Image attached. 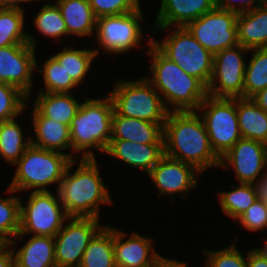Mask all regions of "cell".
<instances>
[{"mask_svg": "<svg viewBox=\"0 0 267 267\" xmlns=\"http://www.w3.org/2000/svg\"><path fill=\"white\" fill-rule=\"evenodd\" d=\"M154 267H187V263L182 261H177L175 259H169L160 255L156 259Z\"/></svg>", "mask_w": 267, "mask_h": 267, "instance_id": "ee69618b", "label": "cell"}, {"mask_svg": "<svg viewBox=\"0 0 267 267\" xmlns=\"http://www.w3.org/2000/svg\"><path fill=\"white\" fill-rule=\"evenodd\" d=\"M257 199L267 202V173L262 175L255 183H254Z\"/></svg>", "mask_w": 267, "mask_h": 267, "instance_id": "7bdbcfd3", "label": "cell"}, {"mask_svg": "<svg viewBox=\"0 0 267 267\" xmlns=\"http://www.w3.org/2000/svg\"><path fill=\"white\" fill-rule=\"evenodd\" d=\"M34 1H40V0H0V8H19L22 9V6L19 5V3H29ZM43 1V0H41ZM45 1V0H44Z\"/></svg>", "mask_w": 267, "mask_h": 267, "instance_id": "bcb514c9", "label": "cell"}, {"mask_svg": "<svg viewBox=\"0 0 267 267\" xmlns=\"http://www.w3.org/2000/svg\"><path fill=\"white\" fill-rule=\"evenodd\" d=\"M37 12L33 24L39 33L55 40L68 36L66 23L56 3H46Z\"/></svg>", "mask_w": 267, "mask_h": 267, "instance_id": "836d02e7", "label": "cell"}, {"mask_svg": "<svg viewBox=\"0 0 267 267\" xmlns=\"http://www.w3.org/2000/svg\"><path fill=\"white\" fill-rule=\"evenodd\" d=\"M32 126L35 138L31 136V144L53 151L71 149L70 127L44 117L35 107L32 110Z\"/></svg>", "mask_w": 267, "mask_h": 267, "instance_id": "44dd1931", "label": "cell"}, {"mask_svg": "<svg viewBox=\"0 0 267 267\" xmlns=\"http://www.w3.org/2000/svg\"><path fill=\"white\" fill-rule=\"evenodd\" d=\"M74 46L63 47L53 57L66 71L67 75L78 85L83 83L90 70L92 61L100 54L99 48L76 49Z\"/></svg>", "mask_w": 267, "mask_h": 267, "instance_id": "f1b7e54d", "label": "cell"}, {"mask_svg": "<svg viewBox=\"0 0 267 267\" xmlns=\"http://www.w3.org/2000/svg\"><path fill=\"white\" fill-rule=\"evenodd\" d=\"M252 53L244 73V98H251L267 88V48L250 49Z\"/></svg>", "mask_w": 267, "mask_h": 267, "instance_id": "1f68e13d", "label": "cell"}, {"mask_svg": "<svg viewBox=\"0 0 267 267\" xmlns=\"http://www.w3.org/2000/svg\"><path fill=\"white\" fill-rule=\"evenodd\" d=\"M232 187L233 190H220L218 201L223 214L236 220L254 203L257 194L254 184L251 183H240L237 187Z\"/></svg>", "mask_w": 267, "mask_h": 267, "instance_id": "4dcf8cb0", "label": "cell"}, {"mask_svg": "<svg viewBox=\"0 0 267 267\" xmlns=\"http://www.w3.org/2000/svg\"><path fill=\"white\" fill-rule=\"evenodd\" d=\"M18 196H0V235L10 243L20 230V202Z\"/></svg>", "mask_w": 267, "mask_h": 267, "instance_id": "e575fe53", "label": "cell"}, {"mask_svg": "<svg viewBox=\"0 0 267 267\" xmlns=\"http://www.w3.org/2000/svg\"><path fill=\"white\" fill-rule=\"evenodd\" d=\"M159 11L152 31L159 32L175 27H186L215 8V0H160Z\"/></svg>", "mask_w": 267, "mask_h": 267, "instance_id": "ac0fdd59", "label": "cell"}, {"mask_svg": "<svg viewBox=\"0 0 267 267\" xmlns=\"http://www.w3.org/2000/svg\"><path fill=\"white\" fill-rule=\"evenodd\" d=\"M99 218L69 217L54 236L56 267H79L89 242L104 227Z\"/></svg>", "mask_w": 267, "mask_h": 267, "instance_id": "8fae6325", "label": "cell"}, {"mask_svg": "<svg viewBox=\"0 0 267 267\" xmlns=\"http://www.w3.org/2000/svg\"><path fill=\"white\" fill-rule=\"evenodd\" d=\"M250 49L237 45L214 55L213 74L207 86L208 95L216 98L244 97L246 62L243 54Z\"/></svg>", "mask_w": 267, "mask_h": 267, "instance_id": "4fadbf2b", "label": "cell"}, {"mask_svg": "<svg viewBox=\"0 0 267 267\" xmlns=\"http://www.w3.org/2000/svg\"><path fill=\"white\" fill-rule=\"evenodd\" d=\"M265 0H215V8L241 13L261 5Z\"/></svg>", "mask_w": 267, "mask_h": 267, "instance_id": "ab89813d", "label": "cell"}, {"mask_svg": "<svg viewBox=\"0 0 267 267\" xmlns=\"http://www.w3.org/2000/svg\"><path fill=\"white\" fill-rule=\"evenodd\" d=\"M74 153H64L30 145L14 164L16 171L6 192L49 191L48 185L57 184V190Z\"/></svg>", "mask_w": 267, "mask_h": 267, "instance_id": "5b68a950", "label": "cell"}, {"mask_svg": "<svg viewBox=\"0 0 267 267\" xmlns=\"http://www.w3.org/2000/svg\"><path fill=\"white\" fill-rule=\"evenodd\" d=\"M96 18L133 12L141 8L140 0H89Z\"/></svg>", "mask_w": 267, "mask_h": 267, "instance_id": "74e56055", "label": "cell"}, {"mask_svg": "<svg viewBox=\"0 0 267 267\" xmlns=\"http://www.w3.org/2000/svg\"><path fill=\"white\" fill-rule=\"evenodd\" d=\"M164 153L193 165L201 173L218 167L205 124L197 111L169 112L163 126Z\"/></svg>", "mask_w": 267, "mask_h": 267, "instance_id": "6da1fadb", "label": "cell"}, {"mask_svg": "<svg viewBox=\"0 0 267 267\" xmlns=\"http://www.w3.org/2000/svg\"><path fill=\"white\" fill-rule=\"evenodd\" d=\"M239 130L242 138L267 145V113L251 98H236Z\"/></svg>", "mask_w": 267, "mask_h": 267, "instance_id": "d4e9b609", "label": "cell"}, {"mask_svg": "<svg viewBox=\"0 0 267 267\" xmlns=\"http://www.w3.org/2000/svg\"><path fill=\"white\" fill-rule=\"evenodd\" d=\"M77 160H72L64 172L57 190L69 217L99 218L100 206L112 204L109 190L100 176L96 158L79 160L77 169L70 173Z\"/></svg>", "mask_w": 267, "mask_h": 267, "instance_id": "3957f363", "label": "cell"}, {"mask_svg": "<svg viewBox=\"0 0 267 267\" xmlns=\"http://www.w3.org/2000/svg\"><path fill=\"white\" fill-rule=\"evenodd\" d=\"M28 96L18 87L0 82V119H16L28 104Z\"/></svg>", "mask_w": 267, "mask_h": 267, "instance_id": "d590c367", "label": "cell"}, {"mask_svg": "<svg viewBox=\"0 0 267 267\" xmlns=\"http://www.w3.org/2000/svg\"><path fill=\"white\" fill-rule=\"evenodd\" d=\"M67 26L68 36L71 34L86 37L93 36L97 18L93 13L89 0H55Z\"/></svg>", "mask_w": 267, "mask_h": 267, "instance_id": "603a6c76", "label": "cell"}, {"mask_svg": "<svg viewBox=\"0 0 267 267\" xmlns=\"http://www.w3.org/2000/svg\"><path fill=\"white\" fill-rule=\"evenodd\" d=\"M20 202V230L9 243L10 246L18 243V239L20 242L24 235L54 237L69 218L58 192L52 194L50 190L32 191L26 206L23 205L22 200Z\"/></svg>", "mask_w": 267, "mask_h": 267, "instance_id": "ba28073f", "label": "cell"}, {"mask_svg": "<svg viewBox=\"0 0 267 267\" xmlns=\"http://www.w3.org/2000/svg\"><path fill=\"white\" fill-rule=\"evenodd\" d=\"M238 43L248 49L267 48V0L258 7L238 13Z\"/></svg>", "mask_w": 267, "mask_h": 267, "instance_id": "7402d4cb", "label": "cell"}, {"mask_svg": "<svg viewBox=\"0 0 267 267\" xmlns=\"http://www.w3.org/2000/svg\"><path fill=\"white\" fill-rule=\"evenodd\" d=\"M152 44L185 73L209 85L213 74L214 55L205 49L186 27H174L161 41Z\"/></svg>", "mask_w": 267, "mask_h": 267, "instance_id": "52a82bcc", "label": "cell"}, {"mask_svg": "<svg viewBox=\"0 0 267 267\" xmlns=\"http://www.w3.org/2000/svg\"><path fill=\"white\" fill-rule=\"evenodd\" d=\"M114 105L107 94L104 98H86L70 123L71 151L83 159H94V151L105 153L112 135ZM92 149V150H91Z\"/></svg>", "mask_w": 267, "mask_h": 267, "instance_id": "277c9868", "label": "cell"}, {"mask_svg": "<svg viewBox=\"0 0 267 267\" xmlns=\"http://www.w3.org/2000/svg\"><path fill=\"white\" fill-rule=\"evenodd\" d=\"M148 39L147 55L151 60L149 66L151 76L150 78L146 76V79L162 99L164 98L163 102L167 110L169 112L197 111L208 96L207 86L165 57L152 44V36Z\"/></svg>", "mask_w": 267, "mask_h": 267, "instance_id": "7a4b0ae2", "label": "cell"}, {"mask_svg": "<svg viewBox=\"0 0 267 267\" xmlns=\"http://www.w3.org/2000/svg\"><path fill=\"white\" fill-rule=\"evenodd\" d=\"M24 8H0V48L29 43L36 49L35 36L24 30Z\"/></svg>", "mask_w": 267, "mask_h": 267, "instance_id": "4316f807", "label": "cell"}, {"mask_svg": "<svg viewBox=\"0 0 267 267\" xmlns=\"http://www.w3.org/2000/svg\"><path fill=\"white\" fill-rule=\"evenodd\" d=\"M201 174L193 165L164 155L147 175L156 186L158 197L181 194L183 199L198 186L197 177Z\"/></svg>", "mask_w": 267, "mask_h": 267, "instance_id": "2e32d148", "label": "cell"}, {"mask_svg": "<svg viewBox=\"0 0 267 267\" xmlns=\"http://www.w3.org/2000/svg\"><path fill=\"white\" fill-rule=\"evenodd\" d=\"M236 220L241 224L240 226H243L248 231H265L267 229L266 203L256 199Z\"/></svg>", "mask_w": 267, "mask_h": 267, "instance_id": "f35d334b", "label": "cell"}, {"mask_svg": "<svg viewBox=\"0 0 267 267\" xmlns=\"http://www.w3.org/2000/svg\"><path fill=\"white\" fill-rule=\"evenodd\" d=\"M9 246V243L0 235V253Z\"/></svg>", "mask_w": 267, "mask_h": 267, "instance_id": "c3c4849f", "label": "cell"}, {"mask_svg": "<svg viewBox=\"0 0 267 267\" xmlns=\"http://www.w3.org/2000/svg\"><path fill=\"white\" fill-rule=\"evenodd\" d=\"M128 239L127 233L114 228V258L116 267H153L160 256L154 249L148 236L132 232ZM125 239V241H124Z\"/></svg>", "mask_w": 267, "mask_h": 267, "instance_id": "e0dca14e", "label": "cell"}, {"mask_svg": "<svg viewBox=\"0 0 267 267\" xmlns=\"http://www.w3.org/2000/svg\"><path fill=\"white\" fill-rule=\"evenodd\" d=\"M229 247L222 248L220 250H203L205 252V267H247V254L245 255L240 252L236 246V241Z\"/></svg>", "mask_w": 267, "mask_h": 267, "instance_id": "8d00e7d4", "label": "cell"}, {"mask_svg": "<svg viewBox=\"0 0 267 267\" xmlns=\"http://www.w3.org/2000/svg\"><path fill=\"white\" fill-rule=\"evenodd\" d=\"M22 129L15 119L4 121L0 127V156L12 165L23 156L24 151L31 145V136L25 139Z\"/></svg>", "mask_w": 267, "mask_h": 267, "instance_id": "f546056e", "label": "cell"}, {"mask_svg": "<svg viewBox=\"0 0 267 267\" xmlns=\"http://www.w3.org/2000/svg\"><path fill=\"white\" fill-rule=\"evenodd\" d=\"M105 154L139 168L145 174L165 155L164 144H137L127 140H110Z\"/></svg>", "mask_w": 267, "mask_h": 267, "instance_id": "d6986e66", "label": "cell"}, {"mask_svg": "<svg viewBox=\"0 0 267 267\" xmlns=\"http://www.w3.org/2000/svg\"><path fill=\"white\" fill-rule=\"evenodd\" d=\"M110 140H127L137 144H164L163 127L158 123L120 116L114 111Z\"/></svg>", "mask_w": 267, "mask_h": 267, "instance_id": "ffe728a7", "label": "cell"}, {"mask_svg": "<svg viewBox=\"0 0 267 267\" xmlns=\"http://www.w3.org/2000/svg\"><path fill=\"white\" fill-rule=\"evenodd\" d=\"M237 16L234 11L214 8L190 22L186 28L205 49L215 55L239 45Z\"/></svg>", "mask_w": 267, "mask_h": 267, "instance_id": "7c38bea8", "label": "cell"}, {"mask_svg": "<svg viewBox=\"0 0 267 267\" xmlns=\"http://www.w3.org/2000/svg\"><path fill=\"white\" fill-rule=\"evenodd\" d=\"M79 267H116L114 227L104 225L93 237L84 251Z\"/></svg>", "mask_w": 267, "mask_h": 267, "instance_id": "83f0119b", "label": "cell"}, {"mask_svg": "<svg viewBox=\"0 0 267 267\" xmlns=\"http://www.w3.org/2000/svg\"><path fill=\"white\" fill-rule=\"evenodd\" d=\"M199 110L215 154L223 157L241 138L236 98L207 96ZM203 111V112H202Z\"/></svg>", "mask_w": 267, "mask_h": 267, "instance_id": "9c48e42d", "label": "cell"}, {"mask_svg": "<svg viewBox=\"0 0 267 267\" xmlns=\"http://www.w3.org/2000/svg\"><path fill=\"white\" fill-rule=\"evenodd\" d=\"M3 122H4V121L0 119V127H1V125H2Z\"/></svg>", "mask_w": 267, "mask_h": 267, "instance_id": "681fc988", "label": "cell"}, {"mask_svg": "<svg viewBox=\"0 0 267 267\" xmlns=\"http://www.w3.org/2000/svg\"><path fill=\"white\" fill-rule=\"evenodd\" d=\"M251 99L267 113V88L257 92Z\"/></svg>", "mask_w": 267, "mask_h": 267, "instance_id": "f6af8a7d", "label": "cell"}, {"mask_svg": "<svg viewBox=\"0 0 267 267\" xmlns=\"http://www.w3.org/2000/svg\"><path fill=\"white\" fill-rule=\"evenodd\" d=\"M266 240L264 241V246L262 247H256L254 248L258 253H260L264 258L267 259V238H265Z\"/></svg>", "mask_w": 267, "mask_h": 267, "instance_id": "7dc6e473", "label": "cell"}, {"mask_svg": "<svg viewBox=\"0 0 267 267\" xmlns=\"http://www.w3.org/2000/svg\"><path fill=\"white\" fill-rule=\"evenodd\" d=\"M247 267H267V259L252 248L247 251Z\"/></svg>", "mask_w": 267, "mask_h": 267, "instance_id": "60d3db41", "label": "cell"}, {"mask_svg": "<svg viewBox=\"0 0 267 267\" xmlns=\"http://www.w3.org/2000/svg\"><path fill=\"white\" fill-rule=\"evenodd\" d=\"M142 8L133 12L97 18L95 36L100 49L109 54H124L138 48L143 38Z\"/></svg>", "mask_w": 267, "mask_h": 267, "instance_id": "30bf717a", "label": "cell"}, {"mask_svg": "<svg viewBox=\"0 0 267 267\" xmlns=\"http://www.w3.org/2000/svg\"><path fill=\"white\" fill-rule=\"evenodd\" d=\"M36 56L29 43L0 48V82L18 87L30 99L33 71L38 68Z\"/></svg>", "mask_w": 267, "mask_h": 267, "instance_id": "9a60e30c", "label": "cell"}, {"mask_svg": "<svg viewBox=\"0 0 267 267\" xmlns=\"http://www.w3.org/2000/svg\"><path fill=\"white\" fill-rule=\"evenodd\" d=\"M14 252L15 248L9 245L0 253V267H15Z\"/></svg>", "mask_w": 267, "mask_h": 267, "instance_id": "b9f144b4", "label": "cell"}, {"mask_svg": "<svg viewBox=\"0 0 267 267\" xmlns=\"http://www.w3.org/2000/svg\"><path fill=\"white\" fill-rule=\"evenodd\" d=\"M108 95L111 97L114 111L118 115L164 126L169 111L160 94L146 77L134 80H117L112 92Z\"/></svg>", "mask_w": 267, "mask_h": 267, "instance_id": "8992f818", "label": "cell"}, {"mask_svg": "<svg viewBox=\"0 0 267 267\" xmlns=\"http://www.w3.org/2000/svg\"><path fill=\"white\" fill-rule=\"evenodd\" d=\"M220 169L235 171L239 183L254 184L267 173V145L251 139L241 138L223 157ZM263 173V174H262Z\"/></svg>", "mask_w": 267, "mask_h": 267, "instance_id": "5bb4252c", "label": "cell"}, {"mask_svg": "<svg viewBox=\"0 0 267 267\" xmlns=\"http://www.w3.org/2000/svg\"><path fill=\"white\" fill-rule=\"evenodd\" d=\"M54 249V237L33 235L14 253L15 267H56Z\"/></svg>", "mask_w": 267, "mask_h": 267, "instance_id": "484cf974", "label": "cell"}, {"mask_svg": "<svg viewBox=\"0 0 267 267\" xmlns=\"http://www.w3.org/2000/svg\"><path fill=\"white\" fill-rule=\"evenodd\" d=\"M38 71L43 76L45 86L39 89V93H72V88L78 86L53 56L47 58Z\"/></svg>", "mask_w": 267, "mask_h": 267, "instance_id": "d6a6232c", "label": "cell"}, {"mask_svg": "<svg viewBox=\"0 0 267 267\" xmlns=\"http://www.w3.org/2000/svg\"><path fill=\"white\" fill-rule=\"evenodd\" d=\"M73 93H38L34 106L44 117L70 126L80 104Z\"/></svg>", "mask_w": 267, "mask_h": 267, "instance_id": "cb8c5ba5", "label": "cell"}]
</instances>
